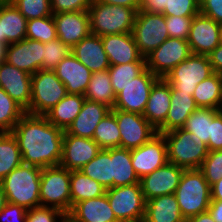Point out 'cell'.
<instances>
[{"mask_svg": "<svg viewBox=\"0 0 222 222\" xmlns=\"http://www.w3.org/2000/svg\"><path fill=\"white\" fill-rule=\"evenodd\" d=\"M70 53L71 48L64 44L59 38L48 43H43V61L41 70L53 71Z\"/></svg>", "mask_w": 222, "mask_h": 222, "instance_id": "42", "label": "cell"}, {"mask_svg": "<svg viewBox=\"0 0 222 222\" xmlns=\"http://www.w3.org/2000/svg\"><path fill=\"white\" fill-rule=\"evenodd\" d=\"M120 130V148L135 149L148 142L157 130L141 114L111 109Z\"/></svg>", "mask_w": 222, "mask_h": 222, "instance_id": "12", "label": "cell"}, {"mask_svg": "<svg viewBox=\"0 0 222 222\" xmlns=\"http://www.w3.org/2000/svg\"><path fill=\"white\" fill-rule=\"evenodd\" d=\"M95 2H100L104 4L124 6L128 8H133L136 12L140 10L139 0H94Z\"/></svg>", "mask_w": 222, "mask_h": 222, "instance_id": "54", "label": "cell"}, {"mask_svg": "<svg viewBox=\"0 0 222 222\" xmlns=\"http://www.w3.org/2000/svg\"><path fill=\"white\" fill-rule=\"evenodd\" d=\"M1 88L25 111L31 101V75L6 61L0 64Z\"/></svg>", "mask_w": 222, "mask_h": 222, "instance_id": "19", "label": "cell"}, {"mask_svg": "<svg viewBox=\"0 0 222 222\" xmlns=\"http://www.w3.org/2000/svg\"><path fill=\"white\" fill-rule=\"evenodd\" d=\"M52 14L88 11L92 0H50Z\"/></svg>", "mask_w": 222, "mask_h": 222, "instance_id": "48", "label": "cell"}, {"mask_svg": "<svg viewBox=\"0 0 222 222\" xmlns=\"http://www.w3.org/2000/svg\"><path fill=\"white\" fill-rule=\"evenodd\" d=\"M25 110L0 87V132H11Z\"/></svg>", "mask_w": 222, "mask_h": 222, "instance_id": "40", "label": "cell"}, {"mask_svg": "<svg viewBox=\"0 0 222 222\" xmlns=\"http://www.w3.org/2000/svg\"><path fill=\"white\" fill-rule=\"evenodd\" d=\"M140 10L151 13H162L165 10L164 0H139Z\"/></svg>", "mask_w": 222, "mask_h": 222, "instance_id": "52", "label": "cell"}, {"mask_svg": "<svg viewBox=\"0 0 222 222\" xmlns=\"http://www.w3.org/2000/svg\"><path fill=\"white\" fill-rule=\"evenodd\" d=\"M192 54L187 40L169 37L145 57L146 67L155 76H165Z\"/></svg>", "mask_w": 222, "mask_h": 222, "instance_id": "11", "label": "cell"}, {"mask_svg": "<svg viewBox=\"0 0 222 222\" xmlns=\"http://www.w3.org/2000/svg\"><path fill=\"white\" fill-rule=\"evenodd\" d=\"M0 21L5 44H13L26 39L27 19L13 3L0 4Z\"/></svg>", "mask_w": 222, "mask_h": 222, "instance_id": "29", "label": "cell"}, {"mask_svg": "<svg viewBox=\"0 0 222 222\" xmlns=\"http://www.w3.org/2000/svg\"><path fill=\"white\" fill-rule=\"evenodd\" d=\"M71 52L91 72L107 70L110 67L101 36L90 33L77 43Z\"/></svg>", "mask_w": 222, "mask_h": 222, "instance_id": "25", "label": "cell"}, {"mask_svg": "<svg viewBox=\"0 0 222 222\" xmlns=\"http://www.w3.org/2000/svg\"><path fill=\"white\" fill-rule=\"evenodd\" d=\"M57 37L71 49L90 32L88 11L53 14Z\"/></svg>", "mask_w": 222, "mask_h": 222, "instance_id": "20", "label": "cell"}, {"mask_svg": "<svg viewBox=\"0 0 222 222\" xmlns=\"http://www.w3.org/2000/svg\"><path fill=\"white\" fill-rule=\"evenodd\" d=\"M220 44H222V23L220 24Z\"/></svg>", "mask_w": 222, "mask_h": 222, "instance_id": "62", "label": "cell"}, {"mask_svg": "<svg viewBox=\"0 0 222 222\" xmlns=\"http://www.w3.org/2000/svg\"><path fill=\"white\" fill-rule=\"evenodd\" d=\"M209 62L215 73L222 74V44H219L209 55Z\"/></svg>", "mask_w": 222, "mask_h": 222, "instance_id": "53", "label": "cell"}, {"mask_svg": "<svg viewBox=\"0 0 222 222\" xmlns=\"http://www.w3.org/2000/svg\"><path fill=\"white\" fill-rule=\"evenodd\" d=\"M207 147L209 151L222 150V112L220 110L211 119V136Z\"/></svg>", "mask_w": 222, "mask_h": 222, "instance_id": "49", "label": "cell"}, {"mask_svg": "<svg viewBox=\"0 0 222 222\" xmlns=\"http://www.w3.org/2000/svg\"><path fill=\"white\" fill-rule=\"evenodd\" d=\"M186 222H215L209 211L192 216Z\"/></svg>", "mask_w": 222, "mask_h": 222, "instance_id": "57", "label": "cell"}, {"mask_svg": "<svg viewBox=\"0 0 222 222\" xmlns=\"http://www.w3.org/2000/svg\"><path fill=\"white\" fill-rule=\"evenodd\" d=\"M7 203L5 192L0 184V212L4 209Z\"/></svg>", "mask_w": 222, "mask_h": 222, "instance_id": "58", "label": "cell"}, {"mask_svg": "<svg viewBox=\"0 0 222 222\" xmlns=\"http://www.w3.org/2000/svg\"><path fill=\"white\" fill-rule=\"evenodd\" d=\"M219 110L197 108L187 119L183 129L191 133L196 144H208L211 136V119Z\"/></svg>", "mask_w": 222, "mask_h": 222, "instance_id": "36", "label": "cell"}, {"mask_svg": "<svg viewBox=\"0 0 222 222\" xmlns=\"http://www.w3.org/2000/svg\"><path fill=\"white\" fill-rule=\"evenodd\" d=\"M169 37L187 40L193 17L165 15Z\"/></svg>", "mask_w": 222, "mask_h": 222, "instance_id": "47", "label": "cell"}, {"mask_svg": "<svg viewBox=\"0 0 222 222\" xmlns=\"http://www.w3.org/2000/svg\"><path fill=\"white\" fill-rule=\"evenodd\" d=\"M106 196L119 222H143L146 200L140 183L106 189Z\"/></svg>", "mask_w": 222, "mask_h": 222, "instance_id": "8", "label": "cell"}, {"mask_svg": "<svg viewBox=\"0 0 222 222\" xmlns=\"http://www.w3.org/2000/svg\"><path fill=\"white\" fill-rule=\"evenodd\" d=\"M67 94L65 85L54 71L39 70L31 75V101L25 112L44 116Z\"/></svg>", "mask_w": 222, "mask_h": 222, "instance_id": "7", "label": "cell"}, {"mask_svg": "<svg viewBox=\"0 0 222 222\" xmlns=\"http://www.w3.org/2000/svg\"><path fill=\"white\" fill-rule=\"evenodd\" d=\"M7 44L0 43V64L6 60Z\"/></svg>", "mask_w": 222, "mask_h": 222, "instance_id": "59", "label": "cell"}, {"mask_svg": "<svg viewBox=\"0 0 222 222\" xmlns=\"http://www.w3.org/2000/svg\"><path fill=\"white\" fill-rule=\"evenodd\" d=\"M67 222H119L106 194L76 203L67 215Z\"/></svg>", "mask_w": 222, "mask_h": 222, "instance_id": "23", "label": "cell"}, {"mask_svg": "<svg viewBox=\"0 0 222 222\" xmlns=\"http://www.w3.org/2000/svg\"><path fill=\"white\" fill-rule=\"evenodd\" d=\"M26 222H67V215L56 208L39 206L27 210Z\"/></svg>", "mask_w": 222, "mask_h": 222, "instance_id": "46", "label": "cell"}, {"mask_svg": "<svg viewBox=\"0 0 222 222\" xmlns=\"http://www.w3.org/2000/svg\"><path fill=\"white\" fill-rule=\"evenodd\" d=\"M0 43L5 44V36H2L1 21H0Z\"/></svg>", "mask_w": 222, "mask_h": 222, "instance_id": "60", "label": "cell"}, {"mask_svg": "<svg viewBox=\"0 0 222 222\" xmlns=\"http://www.w3.org/2000/svg\"><path fill=\"white\" fill-rule=\"evenodd\" d=\"M5 61L32 75L41 70L43 43L36 40L24 39L17 43L9 44L6 49Z\"/></svg>", "mask_w": 222, "mask_h": 222, "instance_id": "18", "label": "cell"}, {"mask_svg": "<svg viewBox=\"0 0 222 222\" xmlns=\"http://www.w3.org/2000/svg\"><path fill=\"white\" fill-rule=\"evenodd\" d=\"M200 13L222 23V0H199Z\"/></svg>", "mask_w": 222, "mask_h": 222, "instance_id": "51", "label": "cell"}, {"mask_svg": "<svg viewBox=\"0 0 222 222\" xmlns=\"http://www.w3.org/2000/svg\"><path fill=\"white\" fill-rule=\"evenodd\" d=\"M106 194V188L96 180L86 176L80 170L70 171L71 209L81 201Z\"/></svg>", "mask_w": 222, "mask_h": 222, "instance_id": "33", "label": "cell"}, {"mask_svg": "<svg viewBox=\"0 0 222 222\" xmlns=\"http://www.w3.org/2000/svg\"><path fill=\"white\" fill-rule=\"evenodd\" d=\"M111 111L105 104L85 99L80 113L65 130L67 134L92 139L99 122Z\"/></svg>", "mask_w": 222, "mask_h": 222, "instance_id": "24", "label": "cell"}, {"mask_svg": "<svg viewBox=\"0 0 222 222\" xmlns=\"http://www.w3.org/2000/svg\"><path fill=\"white\" fill-rule=\"evenodd\" d=\"M14 0H0V4H8V3H13Z\"/></svg>", "mask_w": 222, "mask_h": 222, "instance_id": "61", "label": "cell"}, {"mask_svg": "<svg viewBox=\"0 0 222 222\" xmlns=\"http://www.w3.org/2000/svg\"><path fill=\"white\" fill-rule=\"evenodd\" d=\"M198 108L220 110L222 104V74L213 73L202 80L192 94Z\"/></svg>", "mask_w": 222, "mask_h": 222, "instance_id": "31", "label": "cell"}, {"mask_svg": "<svg viewBox=\"0 0 222 222\" xmlns=\"http://www.w3.org/2000/svg\"><path fill=\"white\" fill-rule=\"evenodd\" d=\"M101 151L93 140L67 134L64 131L60 166L68 170H79Z\"/></svg>", "mask_w": 222, "mask_h": 222, "instance_id": "17", "label": "cell"}, {"mask_svg": "<svg viewBox=\"0 0 222 222\" xmlns=\"http://www.w3.org/2000/svg\"><path fill=\"white\" fill-rule=\"evenodd\" d=\"M163 15L194 17L200 12L199 0H164Z\"/></svg>", "mask_w": 222, "mask_h": 222, "instance_id": "44", "label": "cell"}, {"mask_svg": "<svg viewBox=\"0 0 222 222\" xmlns=\"http://www.w3.org/2000/svg\"><path fill=\"white\" fill-rule=\"evenodd\" d=\"M120 130L115 115L110 111L96 126L93 140L101 149L120 147Z\"/></svg>", "mask_w": 222, "mask_h": 222, "instance_id": "38", "label": "cell"}, {"mask_svg": "<svg viewBox=\"0 0 222 222\" xmlns=\"http://www.w3.org/2000/svg\"><path fill=\"white\" fill-rule=\"evenodd\" d=\"M146 68V62L110 65L108 72L115 95L130 83L132 79L139 76Z\"/></svg>", "mask_w": 222, "mask_h": 222, "instance_id": "39", "label": "cell"}, {"mask_svg": "<svg viewBox=\"0 0 222 222\" xmlns=\"http://www.w3.org/2000/svg\"><path fill=\"white\" fill-rule=\"evenodd\" d=\"M208 211L215 222H222V201L211 200Z\"/></svg>", "mask_w": 222, "mask_h": 222, "instance_id": "55", "label": "cell"}, {"mask_svg": "<svg viewBox=\"0 0 222 222\" xmlns=\"http://www.w3.org/2000/svg\"><path fill=\"white\" fill-rule=\"evenodd\" d=\"M90 32L98 36L132 33L136 11L92 0L88 9Z\"/></svg>", "mask_w": 222, "mask_h": 222, "instance_id": "4", "label": "cell"}, {"mask_svg": "<svg viewBox=\"0 0 222 222\" xmlns=\"http://www.w3.org/2000/svg\"><path fill=\"white\" fill-rule=\"evenodd\" d=\"M144 222H186L175 194H166L146 201Z\"/></svg>", "mask_w": 222, "mask_h": 222, "instance_id": "28", "label": "cell"}, {"mask_svg": "<svg viewBox=\"0 0 222 222\" xmlns=\"http://www.w3.org/2000/svg\"><path fill=\"white\" fill-rule=\"evenodd\" d=\"M175 196L185 220L208 211L211 191L203 172L200 169H185Z\"/></svg>", "mask_w": 222, "mask_h": 222, "instance_id": "3", "label": "cell"}, {"mask_svg": "<svg viewBox=\"0 0 222 222\" xmlns=\"http://www.w3.org/2000/svg\"><path fill=\"white\" fill-rule=\"evenodd\" d=\"M79 170L86 176L99 182L106 189L112 188L111 148L101 149L96 157Z\"/></svg>", "mask_w": 222, "mask_h": 222, "instance_id": "35", "label": "cell"}, {"mask_svg": "<svg viewBox=\"0 0 222 222\" xmlns=\"http://www.w3.org/2000/svg\"><path fill=\"white\" fill-rule=\"evenodd\" d=\"M132 34L139 52L145 58L169 38L165 15L138 10Z\"/></svg>", "mask_w": 222, "mask_h": 222, "instance_id": "9", "label": "cell"}, {"mask_svg": "<svg viewBox=\"0 0 222 222\" xmlns=\"http://www.w3.org/2000/svg\"><path fill=\"white\" fill-rule=\"evenodd\" d=\"M65 85L68 94L84 95L92 72L72 52L53 70Z\"/></svg>", "mask_w": 222, "mask_h": 222, "instance_id": "22", "label": "cell"}, {"mask_svg": "<svg viewBox=\"0 0 222 222\" xmlns=\"http://www.w3.org/2000/svg\"><path fill=\"white\" fill-rule=\"evenodd\" d=\"M41 206L56 208L68 215L71 211L70 170L58 165L41 171Z\"/></svg>", "mask_w": 222, "mask_h": 222, "instance_id": "6", "label": "cell"}, {"mask_svg": "<svg viewBox=\"0 0 222 222\" xmlns=\"http://www.w3.org/2000/svg\"><path fill=\"white\" fill-rule=\"evenodd\" d=\"M113 187H121L140 183L132 161L131 150L111 148Z\"/></svg>", "mask_w": 222, "mask_h": 222, "instance_id": "32", "label": "cell"}, {"mask_svg": "<svg viewBox=\"0 0 222 222\" xmlns=\"http://www.w3.org/2000/svg\"><path fill=\"white\" fill-rule=\"evenodd\" d=\"M11 132L17 139L24 164L42 169L60 164L64 130L45 116L25 113Z\"/></svg>", "mask_w": 222, "mask_h": 222, "instance_id": "1", "label": "cell"}, {"mask_svg": "<svg viewBox=\"0 0 222 222\" xmlns=\"http://www.w3.org/2000/svg\"><path fill=\"white\" fill-rule=\"evenodd\" d=\"M84 101V95L67 94L44 116L50 123L65 131L80 113Z\"/></svg>", "mask_w": 222, "mask_h": 222, "instance_id": "30", "label": "cell"}, {"mask_svg": "<svg viewBox=\"0 0 222 222\" xmlns=\"http://www.w3.org/2000/svg\"><path fill=\"white\" fill-rule=\"evenodd\" d=\"M42 168L22 163L12 170L1 182L9 203L26 210L41 206L40 182Z\"/></svg>", "mask_w": 222, "mask_h": 222, "instance_id": "2", "label": "cell"}, {"mask_svg": "<svg viewBox=\"0 0 222 222\" xmlns=\"http://www.w3.org/2000/svg\"><path fill=\"white\" fill-rule=\"evenodd\" d=\"M207 55L191 54L175 66L165 80L176 90L193 94L197 85L213 74Z\"/></svg>", "mask_w": 222, "mask_h": 222, "instance_id": "10", "label": "cell"}, {"mask_svg": "<svg viewBox=\"0 0 222 222\" xmlns=\"http://www.w3.org/2000/svg\"><path fill=\"white\" fill-rule=\"evenodd\" d=\"M167 146L168 162L184 169H200L209 150L207 144L196 142L183 128L162 133Z\"/></svg>", "mask_w": 222, "mask_h": 222, "instance_id": "5", "label": "cell"}, {"mask_svg": "<svg viewBox=\"0 0 222 222\" xmlns=\"http://www.w3.org/2000/svg\"><path fill=\"white\" fill-rule=\"evenodd\" d=\"M200 170L211 186L222 177V150L209 151Z\"/></svg>", "mask_w": 222, "mask_h": 222, "instance_id": "45", "label": "cell"}, {"mask_svg": "<svg viewBox=\"0 0 222 222\" xmlns=\"http://www.w3.org/2000/svg\"><path fill=\"white\" fill-rule=\"evenodd\" d=\"M211 200L222 201V177L210 186Z\"/></svg>", "mask_w": 222, "mask_h": 222, "instance_id": "56", "label": "cell"}, {"mask_svg": "<svg viewBox=\"0 0 222 222\" xmlns=\"http://www.w3.org/2000/svg\"><path fill=\"white\" fill-rule=\"evenodd\" d=\"M133 169L139 179L164 166L167 162V146L163 134L157 133L148 142L131 150Z\"/></svg>", "mask_w": 222, "mask_h": 222, "instance_id": "14", "label": "cell"}, {"mask_svg": "<svg viewBox=\"0 0 222 222\" xmlns=\"http://www.w3.org/2000/svg\"><path fill=\"white\" fill-rule=\"evenodd\" d=\"M159 79L149 69H145L116 95L113 109L143 115L150 91Z\"/></svg>", "mask_w": 222, "mask_h": 222, "instance_id": "13", "label": "cell"}, {"mask_svg": "<svg viewBox=\"0 0 222 222\" xmlns=\"http://www.w3.org/2000/svg\"><path fill=\"white\" fill-rule=\"evenodd\" d=\"M184 168L167 162L164 166L140 179L145 200L166 194H175Z\"/></svg>", "mask_w": 222, "mask_h": 222, "instance_id": "15", "label": "cell"}, {"mask_svg": "<svg viewBox=\"0 0 222 222\" xmlns=\"http://www.w3.org/2000/svg\"><path fill=\"white\" fill-rule=\"evenodd\" d=\"M27 210L19 205L7 202L0 212V222H26Z\"/></svg>", "mask_w": 222, "mask_h": 222, "instance_id": "50", "label": "cell"}, {"mask_svg": "<svg viewBox=\"0 0 222 222\" xmlns=\"http://www.w3.org/2000/svg\"><path fill=\"white\" fill-rule=\"evenodd\" d=\"M84 97L87 100L105 104L113 109L116 95L111 85L108 69L92 72Z\"/></svg>", "mask_w": 222, "mask_h": 222, "instance_id": "34", "label": "cell"}, {"mask_svg": "<svg viewBox=\"0 0 222 222\" xmlns=\"http://www.w3.org/2000/svg\"><path fill=\"white\" fill-rule=\"evenodd\" d=\"M187 41L193 54L208 56L220 44V23L199 12L193 17Z\"/></svg>", "mask_w": 222, "mask_h": 222, "instance_id": "16", "label": "cell"}, {"mask_svg": "<svg viewBox=\"0 0 222 222\" xmlns=\"http://www.w3.org/2000/svg\"><path fill=\"white\" fill-rule=\"evenodd\" d=\"M13 5L27 20L53 15L50 0H14Z\"/></svg>", "mask_w": 222, "mask_h": 222, "instance_id": "43", "label": "cell"}, {"mask_svg": "<svg viewBox=\"0 0 222 222\" xmlns=\"http://www.w3.org/2000/svg\"><path fill=\"white\" fill-rule=\"evenodd\" d=\"M191 93L178 91L171 86V103L165 122L157 129V133L183 128L189 116L197 109Z\"/></svg>", "mask_w": 222, "mask_h": 222, "instance_id": "26", "label": "cell"}, {"mask_svg": "<svg viewBox=\"0 0 222 222\" xmlns=\"http://www.w3.org/2000/svg\"><path fill=\"white\" fill-rule=\"evenodd\" d=\"M17 139L12 132H0V182L22 164Z\"/></svg>", "mask_w": 222, "mask_h": 222, "instance_id": "37", "label": "cell"}, {"mask_svg": "<svg viewBox=\"0 0 222 222\" xmlns=\"http://www.w3.org/2000/svg\"><path fill=\"white\" fill-rule=\"evenodd\" d=\"M171 103V85L159 78L153 85L143 116L157 130L166 120Z\"/></svg>", "mask_w": 222, "mask_h": 222, "instance_id": "27", "label": "cell"}, {"mask_svg": "<svg viewBox=\"0 0 222 222\" xmlns=\"http://www.w3.org/2000/svg\"><path fill=\"white\" fill-rule=\"evenodd\" d=\"M101 39L110 65L146 62L132 33L110 34L102 36Z\"/></svg>", "mask_w": 222, "mask_h": 222, "instance_id": "21", "label": "cell"}, {"mask_svg": "<svg viewBox=\"0 0 222 222\" xmlns=\"http://www.w3.org/2000/svg\"><path fill=\"white\" fill-rule=\"evenodd\" d=\"M57 37L53 15L27 20L26 39L48 43Z\"/></svg>", "mask_w": 222, "mask_h": 222, "instance_id": "41", "label": "cell"}]
</instances>
